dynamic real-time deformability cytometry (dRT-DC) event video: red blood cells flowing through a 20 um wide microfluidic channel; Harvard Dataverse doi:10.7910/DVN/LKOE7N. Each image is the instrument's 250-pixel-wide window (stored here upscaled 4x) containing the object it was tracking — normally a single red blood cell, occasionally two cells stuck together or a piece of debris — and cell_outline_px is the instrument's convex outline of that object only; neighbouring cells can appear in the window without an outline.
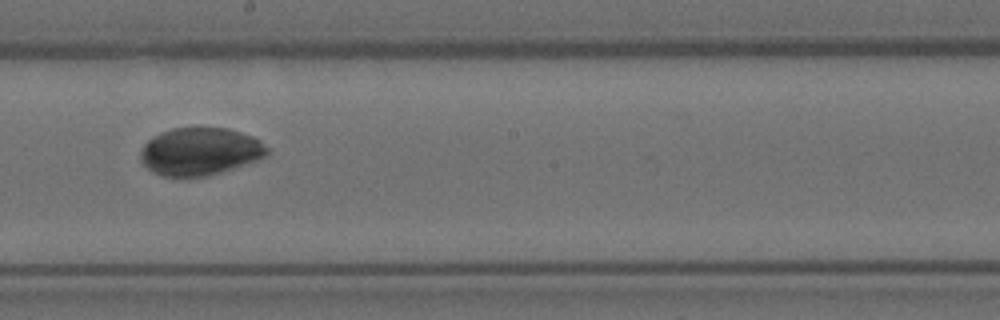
{"species": "Egyptian fruit bat (a non-hibernating species)", "species_latin": "Rousettus aegyptiacus", "temperature_condition": "room temperature", "stored_images_in_passage": 8, "camera_frame_rate_fps": 3000, "um_per_image_px": 0.085, "animal": {"sex": "female"}, "frame": {"image": 1, "passage_image": 7, "time_ms": 2.0, "image_size_px": [1000, 320], "cell_outline_px": [[268, 152], [264, 156], [256, 160], [208, 176], [160, 176], [152, 172], [140, 160], [140, 152], [144, 144], [148, 140], [160, 132], [172, 128], [228, 128], [252, 136], [260, 140], [268, 148]], "centroid_in_image_um": [16.97, 12.87], "position_along_channel_um": 231.2, "area_um2": 34.91}}
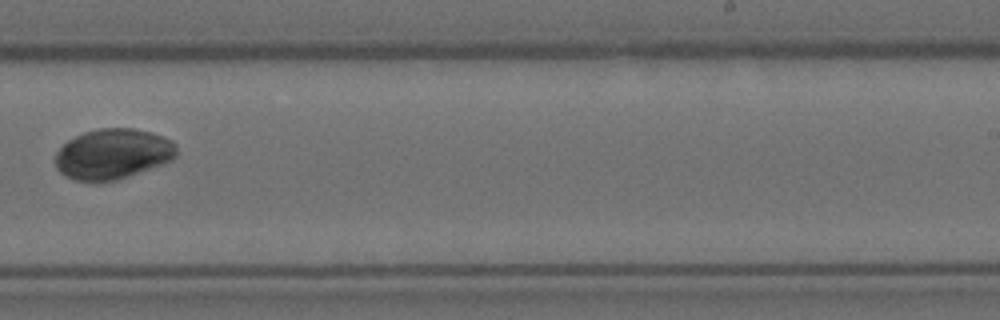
{"frame": {"image": 2, "passage_image": 8, "time_ms": 2.333, "image_size_px": [1000, 320], "cell_outline_px": [[176, 156], [172, 160], [164, 164], [116, 180], [100, 184], [72, 180], [64, 176], [56, 168], [56, 152], [68, 140], [84, 132], [100, 128], [132, 128], [152, 132], [172, 140], [176, 144]], "centroid_in_image_um": [9.58, 13.12], "position_along_channel_um": 279.4, "area_um2": 36.13}}